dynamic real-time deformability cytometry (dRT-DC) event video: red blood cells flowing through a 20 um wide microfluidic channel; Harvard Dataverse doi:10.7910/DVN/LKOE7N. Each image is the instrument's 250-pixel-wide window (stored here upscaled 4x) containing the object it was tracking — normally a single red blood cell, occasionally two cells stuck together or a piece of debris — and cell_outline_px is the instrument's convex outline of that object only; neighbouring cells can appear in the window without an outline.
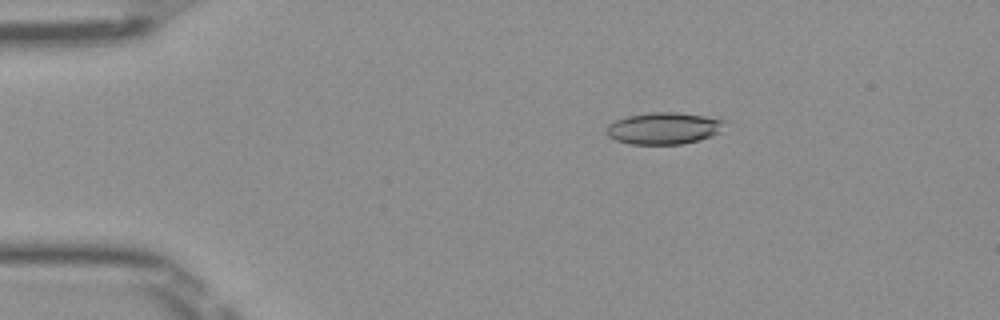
{"species": "Egyptian fruit bat (a non-hibernating species)", "species_latin": "Rousettus aegyptiacus", "temperature_condition": "room temperature", "stored_images_in_passage": 7, "camera_frame_rate_fps": 3000, "um_per_image_px": 0.085, "frame": {"image": 1, "passage_image": 3, "time_ms": 0.667, "image_size_px": [1000, 320], "cell_outline_px": [[728, 120], [712, 136], [684, 144], [632, 144], [616, 140], [608, 136], [608, 124], [616, 120], [628, 116], [652, 112], [676, 112]], "centroid_in_image_um": [56.42, 10.9], "position_along_channel_um": 28.6, "area_um2": 21.56}}